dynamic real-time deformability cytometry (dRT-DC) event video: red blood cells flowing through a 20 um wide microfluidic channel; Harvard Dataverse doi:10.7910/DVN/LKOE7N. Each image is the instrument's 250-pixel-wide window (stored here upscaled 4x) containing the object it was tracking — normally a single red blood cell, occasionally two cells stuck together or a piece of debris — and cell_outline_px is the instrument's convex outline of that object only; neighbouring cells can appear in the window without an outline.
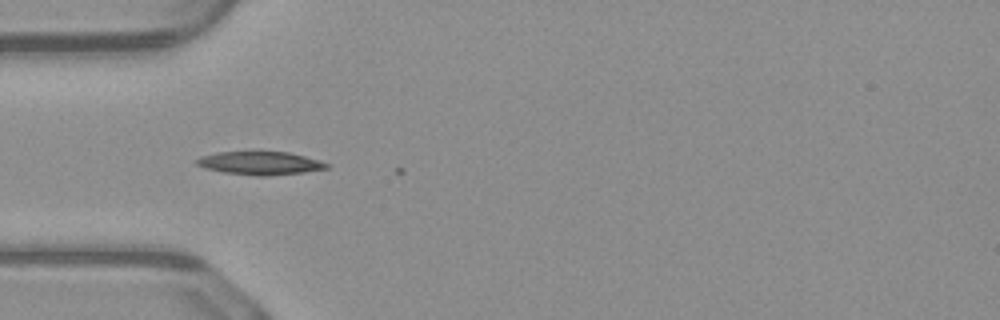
{"species": "common noctule bat (a hibernating species)", "species_latin": "Nyctalus noctula", "temperature_condition": "warm", "stored_images_in_passage": 3, "camera_frame_rate_fps": 3000, "um_per_image_px": 0.085, "animal": {"sex": "male", "body_mass_g": 23.1, "forearm_length_mm": 52.7}, "frame": {"image": 1, "passage_image": 2, "time_ms": 0.333, "image_size_px": [1000, 320], "cell_outline_px": [[328, 168], [304, 172], [268, 176], [256, 176], [224, 172], [204, 168], [196, 164], [196, 160], [200, 156], [216, 152], [260, 148], [288, 152], [320, 160], [328, 164]], "centroid_in_image_um": [22.06, 13.81], "position_along_channel_um": 62.9, "area_um2": 18.55}}